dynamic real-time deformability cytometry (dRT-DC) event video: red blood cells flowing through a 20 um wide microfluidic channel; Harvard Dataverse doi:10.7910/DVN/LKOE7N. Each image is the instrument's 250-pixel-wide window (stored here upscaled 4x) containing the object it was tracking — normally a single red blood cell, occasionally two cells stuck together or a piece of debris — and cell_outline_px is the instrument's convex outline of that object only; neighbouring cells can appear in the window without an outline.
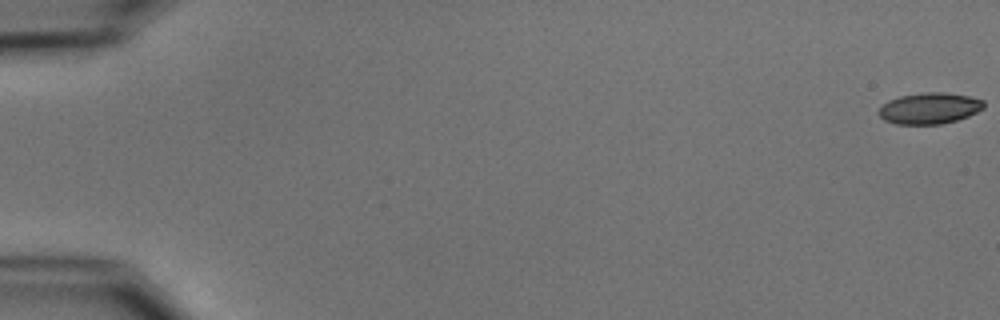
{"species": "common noctule bat (a hibernating species)", "species_latin": "Nyctalus noctula", "temperature_condition": "cold", "stored_images_in_passage": 7, "camera_frame_rate_fps": 3000, "um_per_image_px": 0.085, "animal": {"sex": "male", "body_mass_g": 15.6}, "frame": {"image": 1, "passage_image": 1, "time_ms": 0.0, "image_size_px": [1000, 320], "cell_outline_px": [[984, 108], [968, 116], [956, 120], [940, 124], [896, 124], [884, 120], [880, 116], [880, 108], [888, 100], [900, 96], [924, 92], [944, 92], [968, 96], [984, 100]], "centroid_in_image_um": [79.02, 9.2], "position_along_channel_um": 6.0, "area_um2": 18.96}}
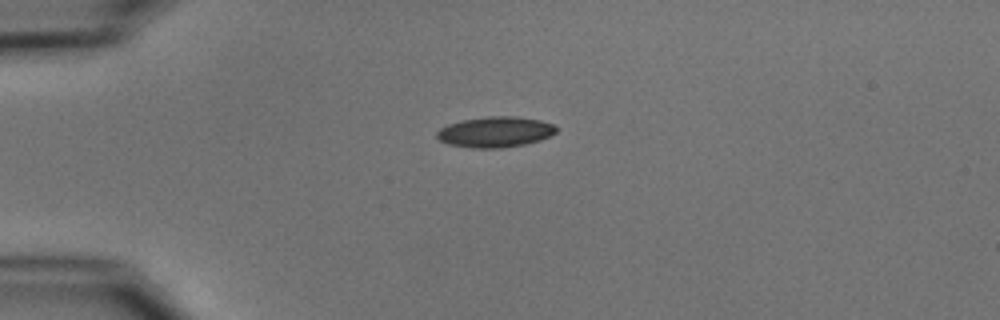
{"frame": {"image": 2, "passage_image": 5, "time_ms": 4.667, "image_size_px": [1000, 320], "cell_outline_px": [[556, 132], [540, 140], [524, 144], [504, 148], [472, 148], [448, 144], [440, 140], [436, 136], [436, 132], [440, 128], [448, 124], [464, 120], [488, 116], [516, 116], [540, 120], [552, 124], [556, 128]], "centroid_in_image_um": [42.07, 11.22], "position_along_channel_um": 42.9, "area_um2": 21.21}}